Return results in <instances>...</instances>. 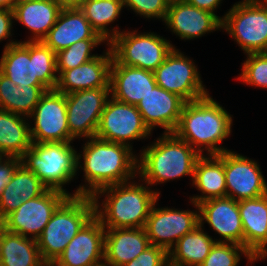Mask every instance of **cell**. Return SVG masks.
Here are the masks:
<instances>
[{"instance_id": "obj_40", "label": "cell", "mask_w": 267, "mask_h": 266, "mask_svg": "<svg viewBox=\"0 0 267 266\" xmlns=\"http://www.w3.org/2000/svg\"><path fill=\"white\" fill-rule=\"evenodd\" d=\"M13 10L0 8V41L9 38L11 35Z\"/></svg>"}, {"instance_id": "obj_18", "label": "cell", "mask_w": 267, "mask_h": 266, "mask_svg": "<svg viewBox=\"0 0 267 266\" xmlns=\"http://www.w3.org/2000/svg\"><path fill=\"white\" fill-rule=\"evenodd\" d=\"M192 203L199 211V224L203 225L205 220L223 238L217 242L244 246L238 201L230 197H222L209 199L198 205Z\"/></svg>"}, {"instance_id": "obj_37", "label": "cell", "mask_w": 267, "mask_h": 266, "mask_svg": "<svg viewBox=\"0 0 267 266\" xmlns=\"http://www.w3.org/2000/svg\"><path fill=\"white\" fill-rule=\"evenodd\" d=\"M123 7H129L145 18H160L165 21L169 4L166 0H122Z\"/></svg>"}, {"instance_id": "obj_24", "label": "cell", "mask_w": 267, "mask_h": 266, "mask_svg": "<svg viewBox=\"0 0 267 266\" xmlns=\"http://www.w3.org/2000/svg\"><path fill=\"white\" fill-rule=\"evenodd\" d=\"M102 39L91 27L79 8L62 9L55 25L42 42L55 53L68 48L80 40Z\"/></svg>"}, {"instance_id": "obj_1", "label": "cell", "mask_w": 267, "mask_h": 266, "mask_svg": "<svg viewBox=\"0 0 267 266\" xmlns=\"http://www.w3.org/2000/svg\"><path fill=\"white\" fill-rule=\"evenodd\" d=\"M132 148L123 144L89 138L83 147V155L77 154V169L82 168L87 185L80 186L72 196H93L98 190L135 178L138 158ZM83 156L82 163L79 160ZM80 165V166H79Z\"/></svg>"}, {"instance_id": "obj_31", "label": "cell", "mask_w": 267, "mask_h": 266, "mask_svg": "<svg viewBox=\"0 0 267 266\" xmlns=\"http://www.w3.org/2000/svg\"><path fill=\"white\" fill-rule=\"evenodd\" d=\"M23 115L0 109V154L21 158L31 148L30 125Z\"/></svg>"}, {"instance_id": "obj_27", "label": "cell", "mask_w": 267, "mask_h": 266, "mask_svg": "<svg viewBox=\"0 0 267 266\" xmlns=\"http://www.w3.org/2000/svg\"><path fill=\"white\" fill-rule=\"evenodd\" d=\"M208 156L202 154L194 167L193 185L202 192V196L191 197V202L197 205L209 199L227 197L224 152Z\"/></svg>"}, {"instance_id": "obj_42", "label": "cell", "mask_w": 267, "mask_h": 266, "mask_svg": "<svg viewBox=\"0 0 267 266\" xmlns=\"http://www.w3.org/2000/svg\"><path fill=\"white\" fill-rule=\"evenodd\" d=\"M61 9L80 8L83 0H53Z\"/></svg>"}, {"instance_id": "obj_45", "label": "cell", "mask_w": 267, "mask_h": 266, "mask_svg": "<svg viewBox=\"0 0 267 266\" xmlns=\"http://www.w3.org/2000/svg\"><path fill=\"white\" fill-rule=\"evenodd\" d=\"M26 1H33V0H16V2H26Z\"/></svg>"}, {"instance_id": "obj_8", "label": "cell", "mask_w": 267, "mask_h": 266, "mask_svg": "<svg viewBox=\"0 0 267 266\" xmlns=\"http://www.w3.org/2000/svg\"><path fill=\"white\" fill-rule=\"evenodd\" d=\"M222 29L246 54L267 52V2L243 0L234 4L224 16Z\"/></svg>"}, {"instance_id": "obj_16", "label": "cell", "mask_w": 267, "mask_h": 266, "mask_svg": "<svg viewBox=\"0 0 267 266\" xmlns=\"http://www.w3.org/2000/svg\"><path fill=\"white\" fill-rule=\"evenodd\" d=\"M227 197L236 201L267 194V183L257 162L234 153L224 152Z\"/></svg>"}, {"instance_id": "obj_41", "label": "cell", "mask_w": 267, "mask_h": 266, "mask_svg": "<svg viewBox=\"0 0 267 266\" xmlns=\"http://www.w3.org/2000/svg\"><path fill=\"white\" fill-rule=\"evenodd\" d=\"M188 4L215 14V9L222 0H185Z\"/></svg>"}, {"instance_id": "obj_21", "label": "cell", "mask_w": 267, "mask_h": 266, "mask_svg": "<svg viewBox=\"0 0 267 266\" xmlns=\"http://www.w3.org/2000/svg\"><path fill=\"white\" fill-rule=\"evenodd\" d=\"M113 60L111 49L103 54L70 70L57 71L56 90L70 94L80 90L110 87V66Z\"/></svg>"}, {"instance_id": "obj_9", "label": "cell", "mask_w": 267, "mask_h": 266, "mask_svg": "<svg viewBox=\"0 0 267 266\" xmlns=\"http://www.w3.org/2000/svg\"><path fill=\"white\" fill-rule=\"evenodd\" d=\"M107 45L111 48V64H122L154 72L175 48L168 40L154 33L138 34L122 31Z\"/></svg>"}, {"instance_id": "obj_34", "label": "cell", "mask_w": 267, "mask_h": 266, "mask_svg": "<svg viewBox=\"0 0 267 266\" xmlns=\"http://www.w3.org/2000/svg\"><path fill=\"white\" fill-rule=\"evenodd\" d=\"M102 42L105 41L103 39L80 40L59 51L56 53L57 71L73 69L97 57V54L91 55V51Z\"/></svg>"}, {"instance_id": "obj_17", "label": "cell", "mask_w": 267, "mask_h": 266, "mask_svg": "<svg viewBox=\"0 0 267 266\" xmlns=\"http://www.w3.org/2000/svg\"><path fill=\"white\" fill-rule=\"evenodd\" d=\"M104 245L105 228L94 215L51 265L104 266Z\"/></svg>"}, {"instance_id": "obj_28", "label": "cell", "mask_w": 267, "mask_h": 266, "mask_svg": "<svg viewBox=\"0 0 267 266\" xmlns=\"http://www.w3.org/2000/svg\"><path fill=\"white\" fill-rule=\"evenodd\" d=\"M14 19L34 34L28 41H42L55 25L62 10L53 0L16 2L13 7Z\"/></svg>"}, {"instance_id": "obj_44", "label": "cell", "mask_w": 267, "mask_h": 266, "mask_svg": "<svg viewBox=\"0 0 267 266\" xmlns=\"http://www.w3.org/2000/svg\"><path fill=\"white\" fill-rule=\"evenodd\" d=\"M168 4L176 3L183 0H166Z\"/></svg>"}, {"instance_id": "obj_3", "label": "cell", "mask_w": 267, "mask_h": 266, "mask_svg": "<svg viewBox=\"0 0 267 266\" xmlns=\"http://www.w3.org/2000/svg\"><path fill=\"white\" fill-rule=\"evenodd\" d=\"M133 183L130 181L110 185L98 190L92 196L95 216L105 229L144 228L160 193L143 184ZM99 194L100 197L101 194L107 195L106 200L102 202V209L98 202Z\"/></svg>"}, {"instance_id": "obj_39", "label": "cell", "mask_w": 267, "mask_h": 266, "mask_svg": "<svg viewBox=\"0 0 267 266\" xmlns=\"http://www.w3.org/2000/svg\"><path fill=\"white\" fill-rule=\"evenodd\" d=\"M2 160H0V195L7 182L11 179L14 170L21 163V158L18 157H6V159Z\"/></svg>"}, {"instance_id": "obj_20", "label": "cell", "mask_w": 267, "mask_h": 266, "mask_svg": "<svg viewBox=\"0 0 267 266\" xmlns=\"http://www.w3.org/2000/svg\"><path fill=\"white\" fill-rule=\"evenodd\" d=\"M224 17L188 4L185 0L169 4L165 23L181 39H193L222 29Z\"/></svg>"}, {"instance_id": "obj_26", "label": "cell", "mask_w": 267, "mask_h": 266, "mask_svg": "<svg viewBox=\"0 0 267 266\" xmlns=\"http://www.w3.org/2000/svg\"><path fill=\"white\" fill-rule=\"evenodd\" d=\"M47 189L32 171L20 163L0 195V222L23 202L42 195Z\"/></svg>"}, {"instance_id": "obj_43", "label": "cell", "mask_w": 267, "mask_h": 266, "mask_svg": "<svg viewBox=\"0 0 267 266\" xmlns=\"http://www.w3.org/2000/svg\"><path fill=\"white\" fill-rule=\"evenodd\" d=\"M16 0H0V8L12 10Z\"/></svg>"}, {"instance_id": "obj_30", "label": "cell", "mask_w": 267, "mask_h": 266, "mask_svg": "<svg viewBox=\"0 0 267 266\" xmlns=\"http://www.w3.org/2000/svg\"><path fill=\"white\" fill-rule=\"evenodd\" d=\"M215 240L203 231L202 225H197L168 252L169 266H200L217 242Z\"/></svg>"}, {"instance_id": "obj_6", "label": "cell", "mask_w": 267, "mask_h": 266, "mask_svg": "<svg viewBox=\"0 0 267 266\" xmlns=\"http://www.w3.org/2000/svg\"><path fill=\"white\" fill-rule=\"evenodd\" d=\"M94 215L91 196H68L54 211L37 239L42 260L52 264Z\"/></svg>"}, {"instance_id": "obj_10", "label": "cell", "mask_w": 267, "mask_h": 266, "mask_svg": "<svg viewBox=\"0 0 267 266\" xmlns=\"http://www.w3.org/2000/svg\"><path fill=\"white\" fill-rule=\"evenodd\" d=\"M68 197L64 192L47 189L42 195L23 202L8 214L0 226L5 230L37 240L58 206Z\"/></svg>"}, {"instance_id": "obj_22", "label": "cell", "mask_w": 267, "mask_h": 266, "mask_svg": "<svg viewBox=\"0 0 267 266\" xmlns=\"http://www.w3.org/2000/svg\"><path fill=\"white\" fill-rule=\"evenodd\" d=\"M110 92L115 100L136 106L156 85L154 73L142 68L111 64Z\"/></svg>"}, {"instance_id": "obj_32", "label": "cell", "mask_w": 267, "mask_h": 266, "mask_svg": "<svg viewBox=\"0 0 267 266\" xmlns=\"http://www.w3.org/2000/svg\"><path fill=\"white\" fill-rule=\"evenodd\" d=\"M47 90L46 86L16 85L0 72V109L28 118Z\"/></svg>"}, {"instance_id": "obj_23", "label": "cell", "mask_w": 267, "mask_h": 266, "mask_svg": "<svg viewBox=\"0 0 267 266\" xmlns=\"http://www.w3.org/2000/svg\"><path fill=\"white\" fill-rule=\"evenodd\" d=\"M244 247L255 257L267 256V194L238 201Z\"/></svg>"}, {"instance_id": "obj_7", "label": "cell", "mask_w": 267, "mask_h": 266, "mask_svg": "<svg viewBox=\"0 0 267 266\" xmlns=\"http://www.w3.org/2000/svg\"><path fill=\"white\" fill-rule=\"evenodd\" d=\"M71 142H32L21 163L48 188L72 196L65 189L77 173V152Z\"/></svg>"}, {"instance_id": "obj_36", "label": "cell", "mask_w": 267, "mask_h": 266, "mask_svg": "<svg viewBox=\"0 0 267 266\" xmlns=\"http://www.w3.org/2000/svg\"><path fill=\"white\" fill-rule=\"evenodd\" d=\"M237 79L248 85L267 88V52L247 54L242 73Z\"/></svg>"}, {"instance_id": "obj_13", "label": "cell", "mask_w": 267, "mask_h": 266, "mask_svg": "<svg viewBox=\"0 0 267 266\" xmlns=\"http://www.w3.org/2000/svg\"><path fill=\"white\" fill-rule=\"evenodd\" d=\"M109 93L110 87H99L66 94L70 142L79 137H95Z\"/></svg>"}, {"instance_id": "obj_33", "label": "cell", "mask_w": 267, "mask_h": 266, "mask_svg": "<svg viewBox=\"0 0 267 266\" xmlns=\"http://www.w3.org/2000/svg\"><path fill=\"white\" fill-rule=\"evenodd\" d=\"M122 8V0H83L79 9L84 13L92 29L109 43L121 31L115 28L111 32L107 27L118 18Z\"/></svg>"}, {"instance_id": "obj_5", "label": "cell", "mask_w": 267, "mask_h": 266, "mask_svg": "<svg viewBox=\"0 0 267 266\" xmlns=\"http://www.w3.org/2000/svg\"><path fill=\"white\" fill-rule=\"evenodd\" d=\"M201 155L174 133H164L155 143L141 152L137 163V174L147 185L164 183L169 180L191 175Z\"/></svg>"}, {"instance_id": "obj_19", "label": "cell", "mask_w": 267, "mask_h": 266, "mask_svg": "<svg viewBox=\"0 0 267 266\" xmlns=\"http://www.w3.org/2000/svg\"><path fill=\"white\" fill-rule=\"evenodd\" d=\"M186 101L179 95L156 85L136 105L150 131L156 126L173 133L177 128Z\"/></svg>"}, {"instance_id": "obj_2", "label": "cell", "mask_w": 267, "mask_h": 266, "mask_svg": "<svg viewBox=\"0 0 267 266\" xmlns=\"http://www.w3.org/2000/svg\"><path fill=\"white\" fill-rule=\"evenodd\" d=\"M232 121L231 115L207 95L185 103L179 124L173 133L200 155L204 148L209 155H218L228 151L217 144L231 134Z\"/></svg>"}, {"instance_id": "obj_14", "label": "cell", "mask_w": 267, "mask_h": 266, "mask_svg": "<svg viewBox=\"0 0 267 266\" xmlns=\"http://www.w3.org/2000/svg\"><path fill=\"white\" fill-rule=\"evenodd\" d=\"M29 118L35 121L34 127H30L32 142H70L66 94L47 90Z\"/></svg>"}, {"instance_id": "obj_12", "label": "cell", "mask_w": 267, "mask_h": 266, "mask_svg": "<svg viewBox=\"0 0 267 266\" xmlns=\"http://www.w3.org/2000/svg\"><path fill=\"white\" fill-rule=\"evenodd\" d=\"M149 134L151 131L136 106L111 97L101 114L95 137L132 148L129 140L144 139L150 136Z\"/></svg>"}, {"instance_id": "obj_15", "label": "cell", "mask_w": 267, "mask_h": 266, "mask_svg": "<svg viewBox=\"0 0 267 266\" xmlns=\"http://www.w3.org/2000/svg\"><path fill=\"white\" fill-rule=\"evenodd\" d=\"M199 225V211H181L171 208L151 209L144 229L151 245L169 252L176 242Z\"/></svg>"}, {"instance_id": "obj_25", "label": "cell", "mask_w": 267, "mask_h": 266, "mask_svg": "<svg viewBox=\"0 0 267 266\" xmlns=\"http://www.w3.org/2000/svg\"><path fill=\"white\" fill-rule=\"evenodd\" d=\"M150 245L144 228L105 229L104 266H122Z\"/></svg>"}, {"instance_id": "obj_29", "label": "cell", "mask_w": 267, "mask_h": 266, "mask_svg": "<svg viewBox=\"0 0 267 266\" xmlns=\"http://www.w3.org/2000/svg\"><path fill=\"white\" fill-rule=\"evenodd\" d=\"M37 240L0 226V266H44Z\"/></svg>"}, {"instance_id": "obj_35", "label": "cell", "mask_w": 267, "mask_h": 266, "mask_svg": "<svg viewBox=\"0 0 267 266\" xmlns=\"http://www.w3.org/2000/svg\"><path fill=\"white\" fill-rule=\"evenodd\" d=\"M244 254L250 263L259 261L244 246L234 243L216 242L200 266H238L240 255Z\"/></svg>"}, {"instance_id": "obj_4", "label": "cell", "mask_w": 267, "mask_h": 266, "mask_svg": "<svg viewBox=\"0 0 267 266\" xmlns=\"http://www.w3.org/2000/svg\"><path fill=\"white\" fill-rule=\"evenodd\" d=\"M0 72L16 85L55 89L56 53L42 41H11L5 45L0 59Z\"/></svg>"}, {"instance_id": "obj_11", "label": "cell", "mask_w": 267, "mask_h": 266, "mask_svg": "<svg viewBox=\"0 0 267 266\" xmlns=\"http://www.w3.org/2000/svg\"><path fill=\"white\" fill-rule=\"evenodd\" d=\"M153 73L159 87L179 95L186 102L209 95L195 64L175 48Z\"/></svg>"}, {"instance_id": "obj_38", "label": "cell", "mask_w": 267, "mask_h": 266, "mask_svg": "<svg viewBox=\"0 0 267 266\" xmlns=\"http://www.w3.org/2000/svg\"><path fill=\"white\" fill-rule=\"evenodd\" d=\"M122 266H169V255L164 248L150 245L134 260Z\"/></svg>"}]
</instances>
